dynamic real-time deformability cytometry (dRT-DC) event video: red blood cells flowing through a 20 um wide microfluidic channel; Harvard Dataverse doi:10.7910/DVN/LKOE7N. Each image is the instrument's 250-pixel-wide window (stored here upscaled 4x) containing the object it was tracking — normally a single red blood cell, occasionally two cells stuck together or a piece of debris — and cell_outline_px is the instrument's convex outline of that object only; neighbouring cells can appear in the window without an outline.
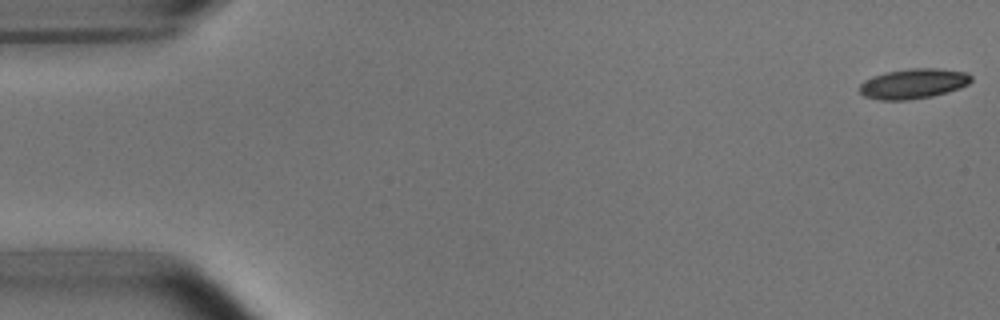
{"species": "common noctule bat (a hibernating species)", "species_latin": "Nyctalus noctula", "temperature_condition": "room temperature", "stored_images_in_passage": 52, "camera_frame_rate_fps": 3000, "um_per_image_px": 0.085, "animal": {"sex": "male", "body_mass_g": 15.6}, "frame": {"image": 1, "passage_image": 1, "time_ms": 0.0, "image_size_px": [1000, 320], "cell_outline_px": [[972, 80], [968, 84], [960, 88], [932, 96], [908, 100], [880, 100], [864, 96], [860, 92], [860, 84], [864, 80], [888, 72], [912, 68], [936, 68], [968, 72], [972, 76]], "centroid_in_image_um": [77.67, 7.11], "position_along_channel_um": 7.3, "area_um2": 19.42}}
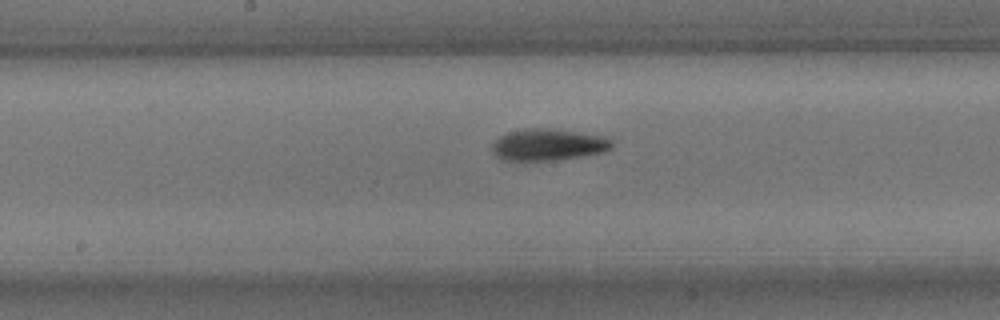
{"frame": {"image": 2, "passage_image": 27, "time_ms": 8.667, "image_size_px": [1000, 320], "cell_outline_px": [[612, 148], [604, 152], [584, 156], [556, 160], [500, 160], [492, 152], [492, 144], [500, 136], [512, 132], [528, 128], [548, 128], [604, 136], [612, 140]], "centroid_in_image_um": [46.61, 12.31], "position_along_channel_um": 201.6, "area_um2": 22.02}}
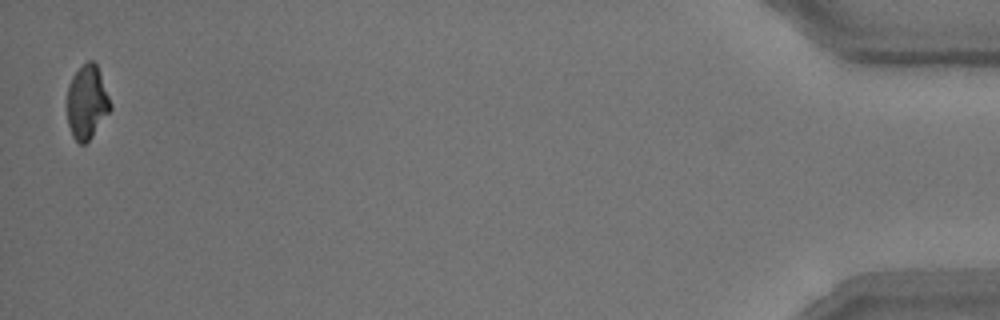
{"frame": {"image": 3, "passage_image": 52, "time_ms": 17.0, "image_size_px": [1000, 320], "cell_outline_px": [[112, 108], [92, 136], [84, 144], [80, 144], [72, 136], [68, 124], [68, 84], [72, 76], [88, 60], [92, 60], [96, 64], [112, 104]], "centroid_in_image_um": [7.4, 8.69], "position_along_channel_um": 427.8, "area_um2": 18.32}, "authors_computed_cell_mechanics": {"area_um2": 20.4034, "velocity_mm_per_s": 3.7913, "shape_relaxation_time_tau1_ms": 3.3788, "shape_relaxation_time_tau2_ms": 4.37, "deformation_change_tau1": 0.1579, "deformation_change_tau2": 0.1286}}